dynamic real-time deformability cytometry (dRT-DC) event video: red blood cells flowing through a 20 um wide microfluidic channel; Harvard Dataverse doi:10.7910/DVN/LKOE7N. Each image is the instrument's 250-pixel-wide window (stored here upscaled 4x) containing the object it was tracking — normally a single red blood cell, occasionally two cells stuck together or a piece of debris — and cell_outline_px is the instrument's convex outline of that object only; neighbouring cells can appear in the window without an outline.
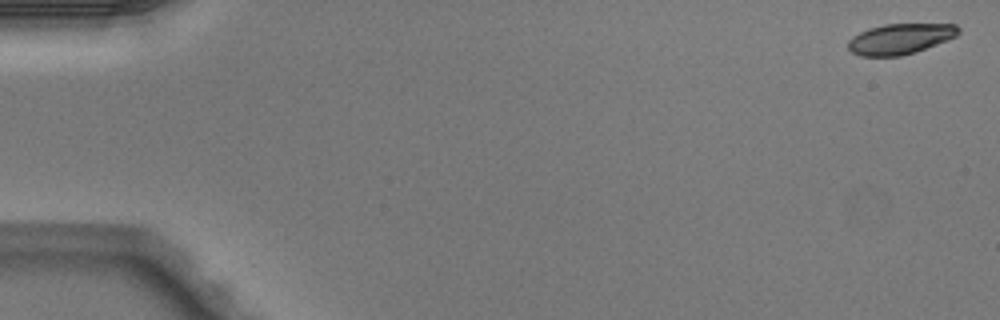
{"species": "Egyptian fruit bat (a non-hibernating species)", "species_latin": "Rousettus aegyptiacus", "temperature_condition": "warm", "stored_images_in_passage": 5, "camera_frame_rate_fps": 3000, "um_per_image_px": 0.085, "animal": {"sex": "male"}, "frame": {"image": 1, "passage_image": 1, "time_ms": 0.0, "image_size_px": [1000, 320], "cell_outline_px": [[960, 32], [956, 36], [948, 40], [916, 52], [900, 56], [860, 56], [852, 52], [848, 48], [848, 40], [852, 36], [868, 28], [884, 24], [956, 24], [960, 28]], "centroid_in_image_um": [76.52, 3.3], "position_along_channel_um": 8.5, "area_um2": 19.77}}
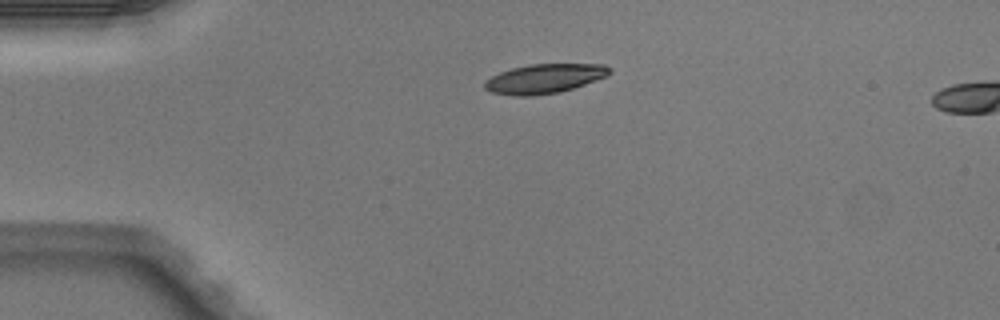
{"frame": {"image": 2, "passage_image": 4, "time_ms": 1.0, "image_size_px": [1000, 320], "cell_outline_px": [[612, 72], [608, 76], [572, 88], [556, 92], [532, 96], [516, 96], [492, 92], [484, 88], [484, 80], [500, 72], [512, 68], [528, 64], [604, 64], [612, 68]], "centroid_in_image_um": [46.28, 6.67], "position_along_channel_um": 38.7, "area_um2": 21.33}}